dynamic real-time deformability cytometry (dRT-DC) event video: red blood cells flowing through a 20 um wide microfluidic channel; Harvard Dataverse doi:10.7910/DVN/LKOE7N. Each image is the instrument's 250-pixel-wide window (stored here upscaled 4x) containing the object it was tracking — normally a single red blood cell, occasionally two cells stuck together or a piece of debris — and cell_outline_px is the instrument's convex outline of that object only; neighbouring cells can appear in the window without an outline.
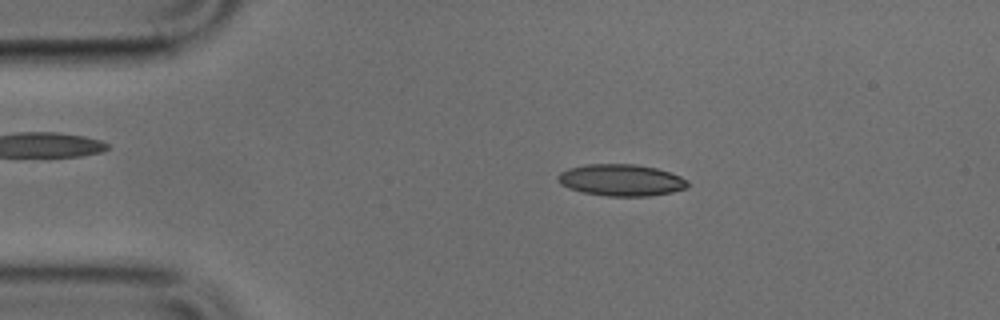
{"species": "common noctule bat (a hibernating species)", "species_latin": "Nyctalus noctula", "temperature_condition": "cold", "stored_images_in_passage": 46, "camera_frame_rate_fps": 3000, "um_per_image_px": 0.085, "animal": {"sex": "male", "body_mass_g": 17.9, "forearm_length_mm": 54.2}, "frame": {"image": 1, "passage_image": 6, "time_ms": 1.667, "image_size_px": [1000, 320], "cell_outline_px": [[688, 188], [672, 192], [648, 196], [604, 196], [584, 192], [568, 188], [560, 184], [556, 180], [556, 176], [560, 172], [568, 168], [588, 164], [632, 164], [656, 168], [680, 176], [688, 180]], "centroid_in_image_um": [52.77, 15.31], "position_along_channel_um": 32.2, "area_um2": 24.04}}
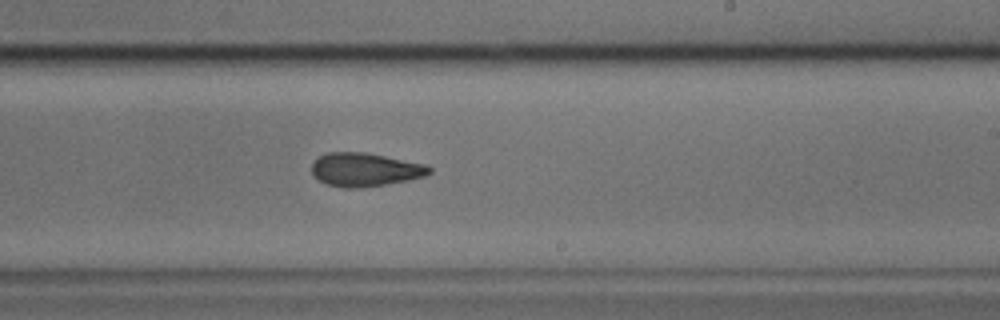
{"frame": {"image": 2, "passage_image": 26, "time_ms": 8.333, "image_size_px": [1000, 320], "cell_outline_px": [[432, 172], [424, 176], [408, 180], [388, 184], [360, 188], [344, 188], [328, 184], [320, 180], [312, 172], [312, 164], [320, 156], [328, 152], [364, 152], [428, 164], [432, 168]], "centroid_in_image_um": [31.08, 14.42], "position_along_channel_um": 257.9, "area_um2": 22.95}}
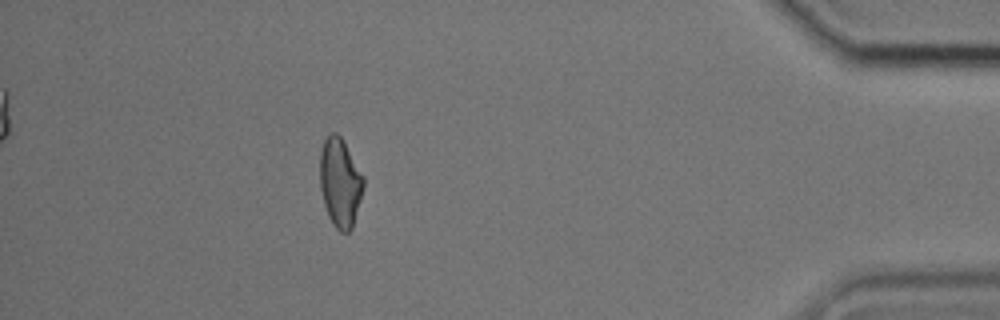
{"frame": {"image": 3, "passage_image": 41, "time_ms": 13.333, "image_size_px": [1000, 320], "cell_outline_px": [[364, 188], [352, 228], [348, 232], [340, 232], [332, 224], [328, 216], [324, 204], [320, 188], [320, 152], [324, 140], [328, 132], [336, 132], [340, 136], [364, 176]], "centroid_in_image_um": [28.9, 15.52], "position_along_channel_um": 406.3, "area_um2": 22.66}}